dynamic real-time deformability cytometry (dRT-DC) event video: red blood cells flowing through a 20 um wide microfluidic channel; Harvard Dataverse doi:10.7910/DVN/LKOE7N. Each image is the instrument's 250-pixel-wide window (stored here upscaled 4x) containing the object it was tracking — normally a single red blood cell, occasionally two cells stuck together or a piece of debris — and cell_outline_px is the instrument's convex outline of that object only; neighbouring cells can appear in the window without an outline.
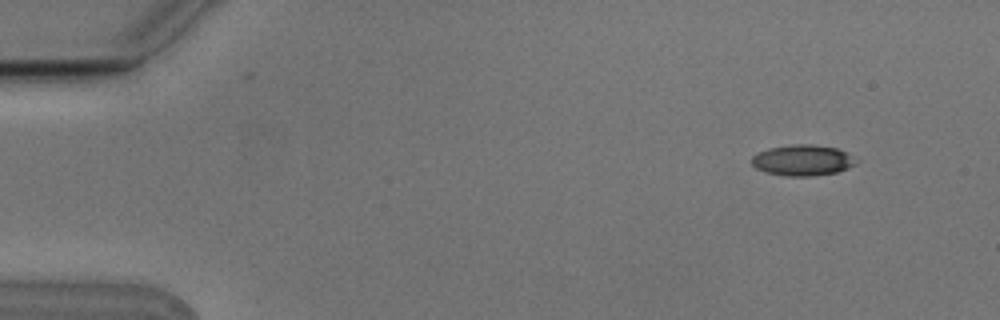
{"species": "Egyptian fruit bat (a non-hibernating species)", "species_latin": "Rousettus aegyptiacus", "temperature_condition": "cold", "stored_images_in_passage": 5, "camera_frame_rate_fps": 3000, "um_per_image_px": 0.085, "animal": {"sex": "male"}, "frame": {"image": 1, "passage_image": 2, "time_ms": 0.333, "image_size_px": [1000, 320], "cell_outline_px": [[856, 164], [848, 168], [836, 172], [812, 176], [788, 176], [768, 172], [756, 168], [752, 164], [752, 156], [768, 148], [792, 144], [808, 144], [836, 148], [844, 152]], "centroid_in_image_um": [68.16, 13.62], "position_along_channel_um": 16.8, "area_um2": 18.26}}
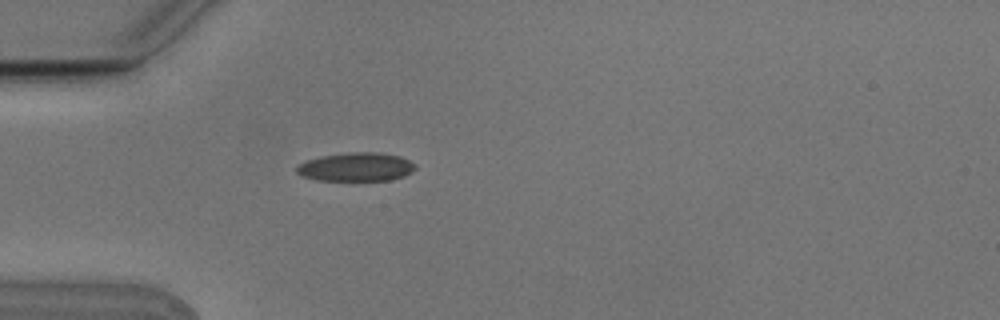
{"frame": {"image": 2, "passage_image": 5, "time_ms": 1.333, "image_size_px": [1000, 320], "cell_outline_px": [[416, 168], [412, 172], [404, 176], [392, 180], [316, 180], [304, 176], [296, 172], [296, 168], [304, 160], [320, 156], [348, 152], [380, 152], [400, 156], [416, 164]], "centroid_in_image_um": [30.29, 14.18], "position_along_channel_um": 54.7, "area_um2": 19.94}}